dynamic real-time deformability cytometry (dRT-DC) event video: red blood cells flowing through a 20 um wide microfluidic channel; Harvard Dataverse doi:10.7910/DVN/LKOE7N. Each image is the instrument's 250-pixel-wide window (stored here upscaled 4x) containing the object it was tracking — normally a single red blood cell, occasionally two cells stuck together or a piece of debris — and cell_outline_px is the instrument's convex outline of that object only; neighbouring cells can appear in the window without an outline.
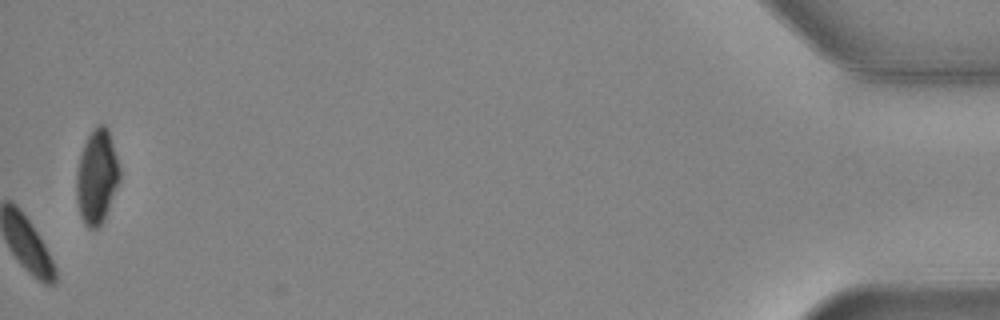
{"species": "common noctule bat (a hibernating species)", "species_latin": "Nyctalus noctula", "temperature_condition": "warm", "stored_images_in_passage": 52, "camera_frame_rate_fps": 3000, "um_per_image_px": 0.085, "animal": {"sex": "female", "body_mass_g": 24.6, "forearm_length_mm": 56.2}, "frame": {"image": 1, "passage_image": 52, "time_ms": 17.0, "image_size_px": [1000, 320], "cell_outline_px": [[120, 180], [104, 220], [96, 228], [88, 228], [84, 224], [80, 216], [76, 196], [76, 172], [80, 156], [84, 144], [92, 128], [96, 124], [104, 124], [108, 128], [120, 168]], "centroid_in_image_um": [8.23, 15.01], "position_along_channel_um": 427.0, "area_um2": 23.87}, "authors_computed_cell_mechanics": {"area_um2": 20.2011, "velocity_mm_per_s": 3.7179, "shape_relaxation_time_tau1_ms": 3.2726, "shape_relaxation_time_tau2_ms": null, "deformation_change_tau1": 0.0664, "deformation_change_tau2": null}}